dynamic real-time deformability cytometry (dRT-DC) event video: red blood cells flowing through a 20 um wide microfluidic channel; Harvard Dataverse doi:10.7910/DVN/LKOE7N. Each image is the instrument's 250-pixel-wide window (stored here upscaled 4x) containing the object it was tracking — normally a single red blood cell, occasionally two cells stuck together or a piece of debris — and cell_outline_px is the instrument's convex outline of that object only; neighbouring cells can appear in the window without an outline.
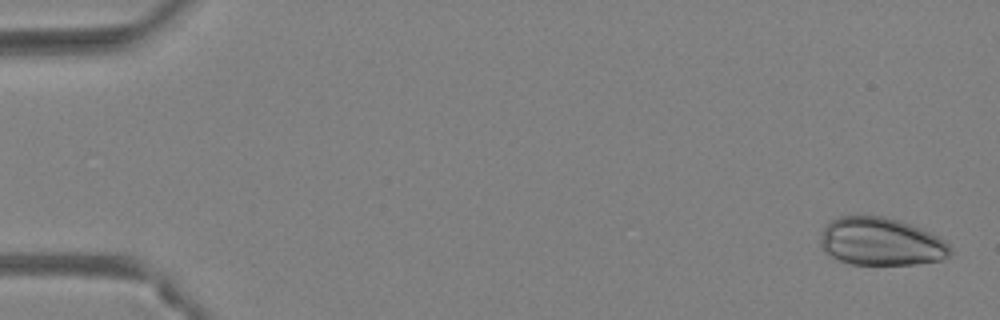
{"species": "Egyptian fruit bat (a non-hibernating species)", "species_latin": "Rousettus aegyptiacus", "temperature_condition": "warm", "stored_images_in_passage": 48, "camera_frame_rate_fps": 3000, "um_per_image_px": 0.085, "animal": {"sex": "female"}, "frame": {"image": 1, "passage_image": 2, "time_ms": 0.333, "image_size_px": [1000, 320], "cell_outline_px": [[952, 252], [948, 256], [940, 260], [916, 264], [852, 264], [840, 260], [824, 252], [820, 244], [820, 236], [824, 228], [832, 220], [840, 216], [884, 216], [920, 228], [944, 240], [952, 248]], "centroid_in_image_um": [74.87, 20.55], "position_along_channel_um": 10.1, "area_um2": 35.89}}
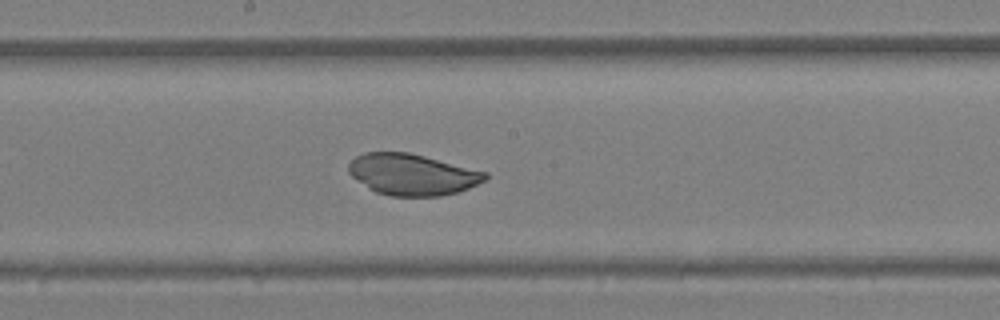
{"frame": {"image": 2, "passage_image": 26, "time_ms": 8.333, "image_size_px": [1000, 320], "cell_outline_px": [[488, 176], [484, 180], [468, 188], [456, 192], [440, 196], [392, 196], [376, 192], [368, 188], [352, 176], [348, 172], [348, 164], [356, 156], [364, 152], [408, 152], [488, 172]], "centroid_in_image_um": [35.02, 14.83], "position_along_channel_um": 213.2, "area_um2": 32.66}}
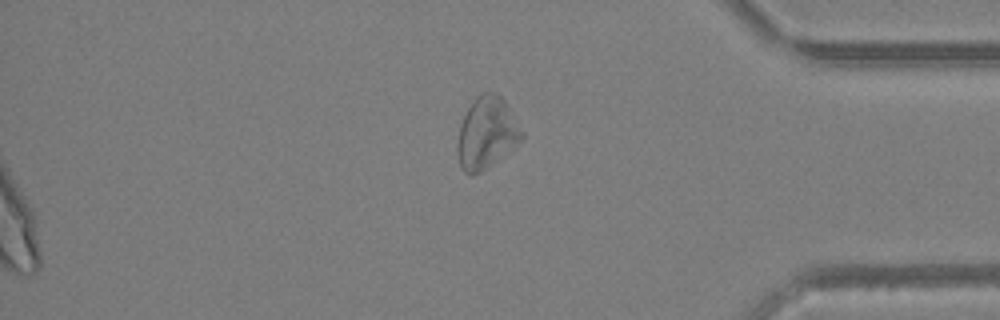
{"frame": {"image": 3, "passage_image": 48, "time_ms": 15.667, "image_size_px": [1000, 320], "cell_outline_px": [[524, 136], [520, 140], [488, 168], [472, 176], [464, 172], [460, 168], [456, 152], [456, 144], [460, 124], [472, 100], [476, 96], [484, 92], [496, 92], [504, 100], [524, 132]], "centroid_in_image_um": [41.32, 11.32], "position_along_channel_um": 393.9, "area_um2": 26.93}}